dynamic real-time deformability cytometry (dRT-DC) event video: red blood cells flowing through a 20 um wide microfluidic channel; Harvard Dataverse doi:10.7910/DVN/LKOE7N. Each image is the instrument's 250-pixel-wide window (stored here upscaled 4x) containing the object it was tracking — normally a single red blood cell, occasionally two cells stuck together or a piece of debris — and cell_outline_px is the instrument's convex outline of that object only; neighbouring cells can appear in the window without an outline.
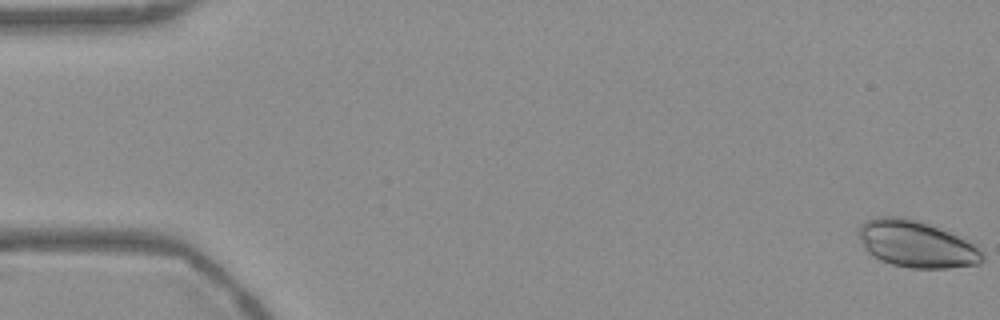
{"species": "Egyptian fruit bat (a non-hibernating species)", "species_latin": "Rousettus aegyptiacus", "temperature_condition": "warm", "stored_images_in_passage": 55, "camera_frame_rate_fps": 3000, "um_per_image_px": 0.085, "frame": {"image": 1, "passage_image": 1, "time_ms": 0.0, "image_size_px": [1000, 320], "cell_outline_px": [[984, 260], [980, 264], [948, 268], [912, 268], [892, 264], [880, 260], [872, 256], [864, 248], [856, 232], [860, 224], [876, 216], [900, 216], [916, 220], [928, 224], [948, 232], [976, 244], [984, 252]], "centroid_in_image_um": [77.88, 20.75], "position_along_channel_um": 7.1, "area_um2": 33.93}}
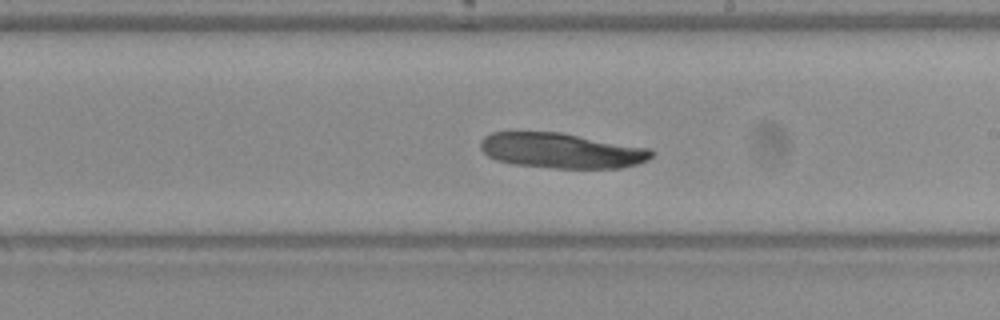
{"frame": {"image": 2, "passage_image": 32, "time_ms": 10.333, "image_size_px": [1000, 320], "cell_outline_px": [[656, 152], [648, 160], [636, 164], [620, 168], [556, 168], [512, 164], [496, 160], [488, 156], [480, 148], [480, 140], [484, 136], [492, 132], [560, 132], [652, 148]], "centroid_in_image_um": [47.75, 12.8], "position_along_channel_um": 241.3, "area_um2": 35.37}}
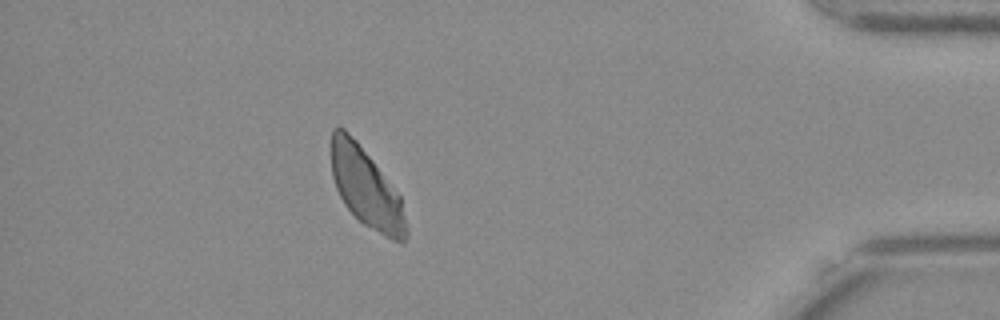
{"frame": {"image": 3, "passage_image": 49, "time_ms": 16.0, "image_size_px": [1000, 320], "cell_outline_px": [[408, 232], [404, 240], [400, 244], [384, 236], [364, 224], [344, 204], [336, 188], [332, 176], [332, 128], [344, 128], [356, 140], [372, 160], [400, 196]], "centroid_in_image_um": [31.13, 15.99], "position_along_channel_um": 404.1, "area_um2": 33.87}}